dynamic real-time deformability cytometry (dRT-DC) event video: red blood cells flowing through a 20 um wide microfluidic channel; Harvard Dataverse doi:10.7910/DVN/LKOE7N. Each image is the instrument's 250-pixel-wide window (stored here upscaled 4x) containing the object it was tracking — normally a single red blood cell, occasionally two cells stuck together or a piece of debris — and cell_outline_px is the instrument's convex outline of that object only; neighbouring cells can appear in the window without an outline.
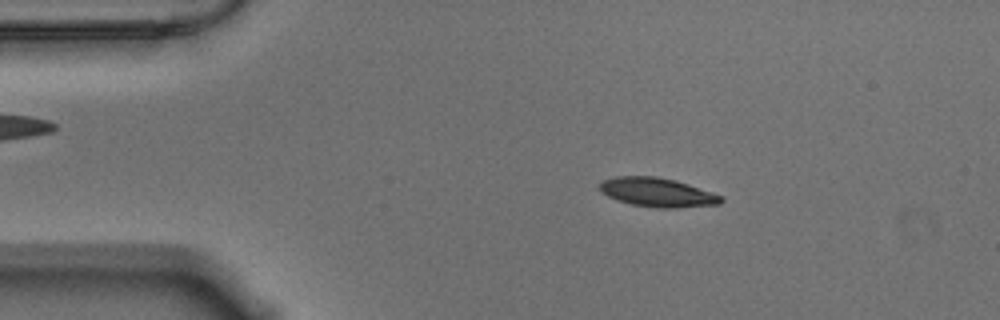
{"species": "Egyptian fruit bat (a non-hibernating species)", "species_latin": "Rousettus aegyptiacus", "temperature_condition": "warm", "stored_images_in_passage": 48, "camera_frame_rate_fps": 3000, "um_per_image_px": 0.085, "animal": {"sex": "male"}, "frame": {"image": 1, "passage_image": 1, "time_ms": 0.0, "image_size_px": [1000, 320], "cell_outline_px": [[724, 200], [720, 204], [676, 208], [656, 208], [632, 204], [616, 200], [600, 192], [600, 180], [616, 176], [656, 176], [676, 180], [724, 196]], "centroid_in_image_um": [55.87, 16.35], "position_along_channel_um": 29.1, "area_um2": 20.75}}
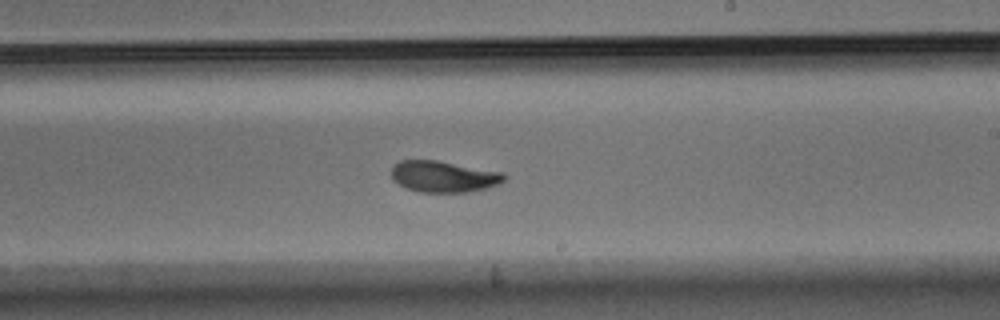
{"frame": {"image": 2, "passage_image": 24, "time_ms": 7.667, "image_size_px": [1000, 320], "cell_outline_px": [[508, 176], [504, 180], [496, 184], [484, 188], [468, 192], [420, 192], [408, 188], [392, 180], [392, 168], [400, 160], [436, 160], [504, 172]], "centroid_in_image_um": [37.72, 15.0], "position_along_channel_um": 251.3, "area_um2": 20.4}}
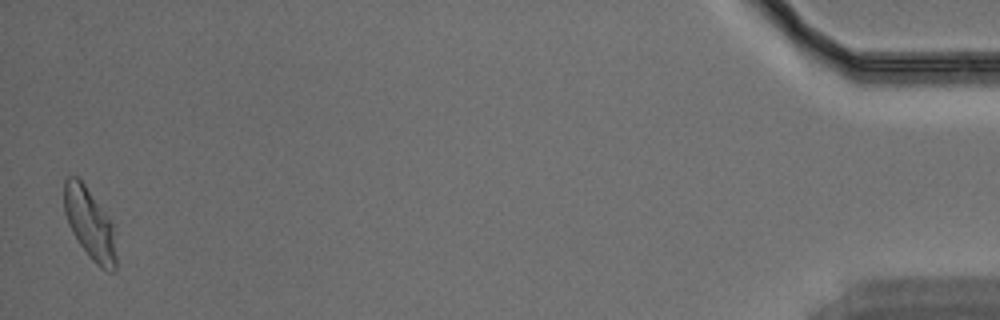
{"frame": {"image": 3, "passage_image": 47, "time_ms": 15.333, "image_size_px": [1000, 320], "cell_outline_px": [[116, 268], [112, 272], [108, 272], [100, 268], [92, 260], [80, 244], [72, 232], [68, 224], [64, 212], [64, 180], [68, 176], [76, 176], [84, 184], [112, 220], [116, 256]], "centroid_in_image_um": [7.63, 19.02], "position_along_channel_um": 427.6, "area_um2": 21.56}, "authors_computed_cell_mechanics": {"area_um2": 21.0392, "velocity_mm_per_s": 3.5325, "shape_relaxation_time_tau1_ms": 4.4243, "shape_relaxation_time_tau2_ms": 2.1562, "deformation_change_tau1": 0.1562, "deformation_change_tau2": 0.0735}}